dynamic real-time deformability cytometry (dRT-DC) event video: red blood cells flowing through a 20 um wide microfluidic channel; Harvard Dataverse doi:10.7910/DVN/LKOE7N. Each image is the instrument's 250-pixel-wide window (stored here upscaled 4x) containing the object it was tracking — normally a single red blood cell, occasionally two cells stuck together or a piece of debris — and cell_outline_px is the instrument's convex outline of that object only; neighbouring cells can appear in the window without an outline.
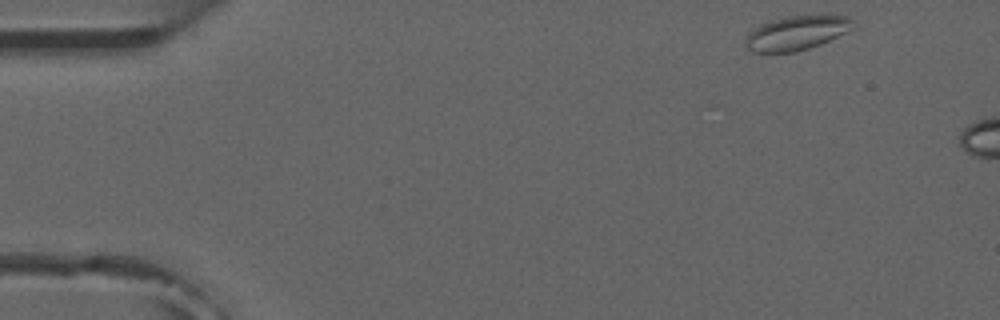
{"species": "common noctule bat (a hibernating species)", "species_latin": "Nyctalus noctula", "temperature_condition": "room temperature", "stored_images_in_passage": 2, "camera_frame_rate_fps": 3000, "um_per_image_px": 0.085, "animal": {"sex": "male", "forearm_length_mm": 52.5}, "frame": {"image": 1, "passage_image": 1, "time_ms": 0.0, "image_size_px": [1000, 320], "cell_outline_px": [[856, 24], [848, 32], [820, 44], [796, 52], [752, 52], [744, 48], [744, 44], [748, 32], [752, 28], [760, 24], [772, 20], [788, 16], [848, 16]], "centroid_in_image_um": [67.66, 2.81], "position_along_channel_um": 17.3, "area_um2": 21.5}}